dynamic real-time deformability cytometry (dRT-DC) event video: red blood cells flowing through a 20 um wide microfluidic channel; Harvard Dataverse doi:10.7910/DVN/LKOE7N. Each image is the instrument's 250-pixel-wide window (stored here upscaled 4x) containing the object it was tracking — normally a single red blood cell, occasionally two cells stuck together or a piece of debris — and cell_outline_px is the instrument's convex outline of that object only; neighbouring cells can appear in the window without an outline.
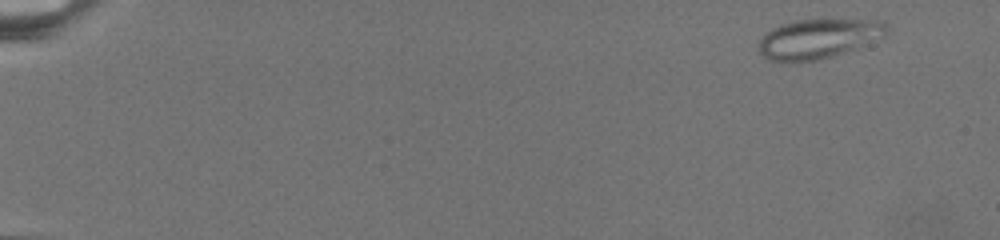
{"species": "common noctule bat (a hibernating species)", "species_latin": "Nyctalus noctula", "temperature_condition": "warm", "stored_images_in_passage": 42, "camera_frame_rate_fps": 3000, "um_per_image_px": 0.085, "animal": {"sex": "female", "body_mass_g": 19.5, "forearm_length_mm": 54.1}, "frame": {"image": 1, "passage_image": 2, "time_ms": 0.667, "image_size_px": [1000, 240], "cell_outline_px": [[888, 32], [884, 36], [860, 48], [820, 60], [772, 60], [764, 56], [760, 52], [756, 44], [772, 28], [780, 24], [796, 20], [884, 20], [888, 24]], "centroid_in_image_um": [69.63, 3.27], "position_along_channel_um": 15.4, "area_um2": 29.42}}
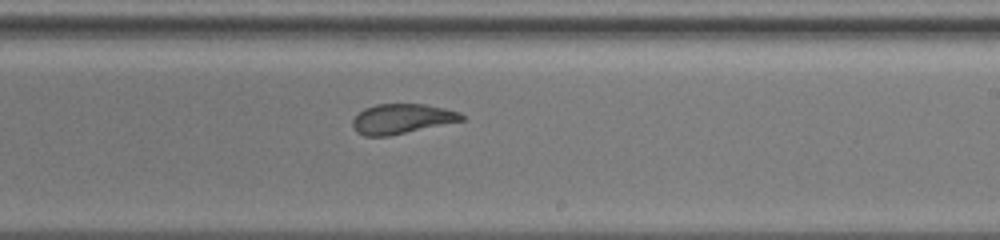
{"frame": {"image": 2, "passage_image": 27, "time_ms": 14.667, "image_size_px": [1000, 240], "cell_outline_px": [[464, 120], [388, 136], [364, 136], [356, 132], [352, 124], [352, 120], [364, 108], [376, 104], [424, 104], [444, 108], [460, 112], [464, 116]], "centroid_in_image_um": [34.14, 10.09], "position_along_channel_um": 254.9, "area_um2": 18.84}}
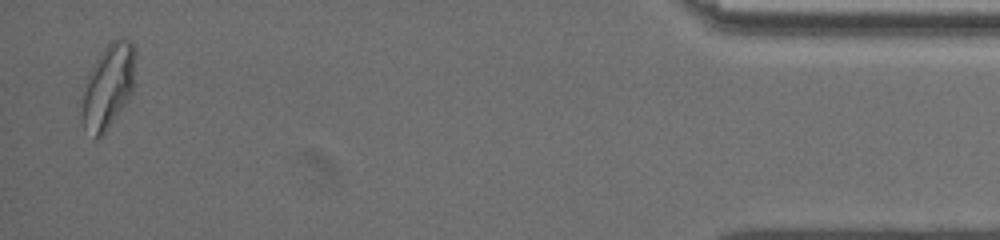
{"frame": {"image": 3, "passage_image": 42, "time_ms": 23.0, "image_size_px": [1000, 240], "cell_outline_px": [[136, 56], [132, 92], [104, 132], [96, 140], [84, 124], [80, 116], [80, 112], [84, 92], [88, 76], [96, 60], [104, 48], [112, 40], [132, 40], [136, 48]], "centroid_in_image_um": [9.22, 7.29], "position_along_channel_um": 426.0, "area_um2": 25.55}}